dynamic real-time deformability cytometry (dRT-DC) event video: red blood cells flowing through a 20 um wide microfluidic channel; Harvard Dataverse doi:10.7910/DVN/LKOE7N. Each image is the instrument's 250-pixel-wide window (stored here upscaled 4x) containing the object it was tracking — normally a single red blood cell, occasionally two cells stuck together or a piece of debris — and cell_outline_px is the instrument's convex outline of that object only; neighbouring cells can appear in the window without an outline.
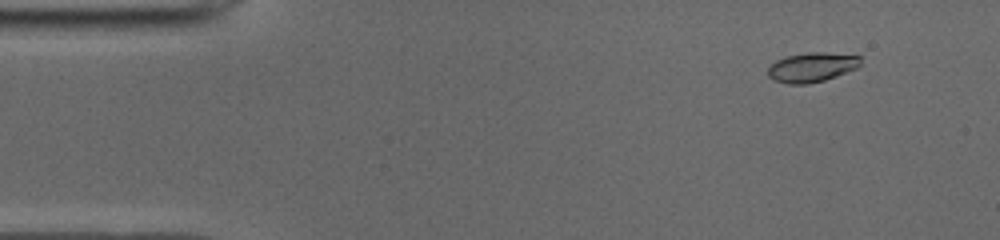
{"species": "common noctule bat (a hibernating species)", "species_latin": "Nyctalus noctula", "temperature_condition": "cold", "stored_images_in_passage": 51, "camera_frame_rate_fps": 3000, "um_per_image_px": 0.085, "animal": {"sex": "male", "body_mass_g": 19.0, "forearm_length_mm": 50.8}, "frame": {"image": 1, "passage_image": 5, "time_ms": 1.333, "image_size_px": [1000, 240], "cell_outline_px": [[860, 64], [856, 68], [836, 76], [824, 80], [808, 84], [788, 84], [776, 80], [768, 76], [768, 68], [776, 60], [788, 56], [808, 52], [828, 52], [860, 56]], "centroid_in_image_um": [69.01, 5.71], "position_along_channel_um": 16.0, "area_um2": 15.78}}
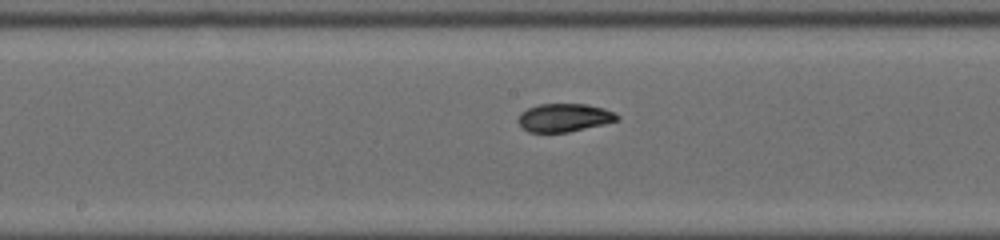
{"frame": {"image": 2, "passage_image": 26, "time_ms": 8.333, "image_size_px": [1000, 240], "cell_outline_px": [[620, 120], [604, 124], [568, 132], [528, 132], [516, 120], [520, 112], [528, 108], [540, 104], [588, 104], [604, 108], [616, 112], [620, 116]], "centroid_in_image_um": [47.99, 9.99], "position_along_channel_um": 200.2, "area_um2": 16.42}}
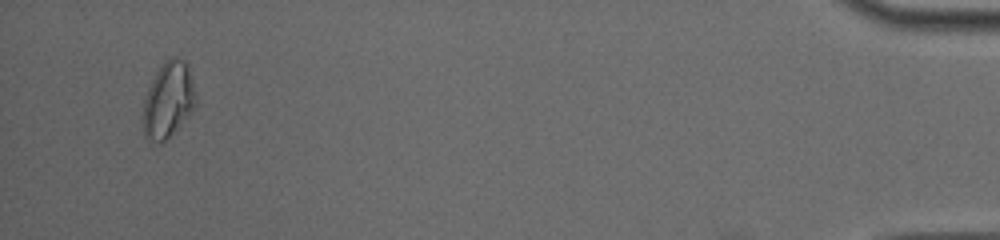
{"frame": {"image": 3, "passage_image": 49, "time_ms": 16.0, "image_size_px": [1000, 240], "cell_outline_px": [[196, 104], [188, 116], [160, 144], [148, 140], [144, 136], [140, 120], [140, 116], [144, 100], [148, 88], [160, 64], [168, 56], [176, 56], [184, 60], [188, 64], [196, 92]], "centroid_in_image_um": [14.26, 8.47], "position_along_channel_um": 420.9, "area_um2": 23.87}, "authors_computed_cell_mechanics": {"area_um2": 16.2996, "velocity_mm_per_s": 3.945, "shape_relaxation_time_tau1_ms": 5.6963, "shape_relaxation_time_tau2_ms": 2.2961, "deformation_change_tau1": 0.1809, "deformation_change_tau2": 0.0645}}